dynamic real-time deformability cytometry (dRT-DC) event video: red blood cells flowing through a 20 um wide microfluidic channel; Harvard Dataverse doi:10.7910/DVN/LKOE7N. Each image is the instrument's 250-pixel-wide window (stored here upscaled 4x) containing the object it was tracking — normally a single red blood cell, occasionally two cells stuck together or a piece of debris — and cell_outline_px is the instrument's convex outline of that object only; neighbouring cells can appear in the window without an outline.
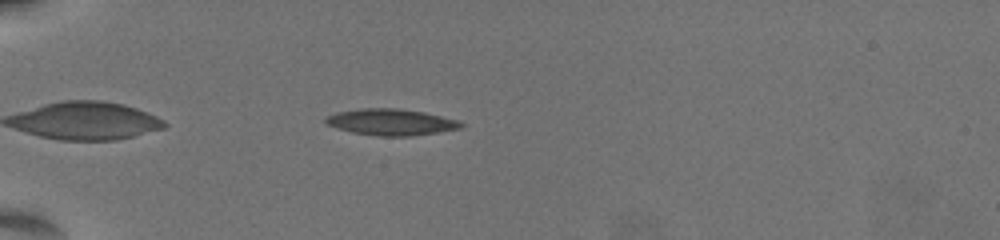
{"species": "common noctule bat (a hibernating species)", "species_latin": "Nyctalus noctula", "temperature_condition": "warm", "stored_images_in_passage": 36, "camera_frame_rate_fps": 3000, "um_per_image_px": 0.085, "animal": {"sex": "female", "body_mass_g": 19.5, "forearm_length_mm": 54.1}, "frame": {"image": 1, "passage_image": 1, "time_ms": 0.0, "image_size_px": [1000, 240], "cell_outline_px": [[464, 124], [456, 128], [436, 132], [408, 136], [380, 136], [352, 132], [328, 124], [324, 120], [328, 116], [340, 112], [364, 108], [392, 108], [424, 112], [456, 120]], "centroid_in_image_um": [33.22, 10.37], "position_along_channel_um": 51.8, "area_um2": 20.0}}
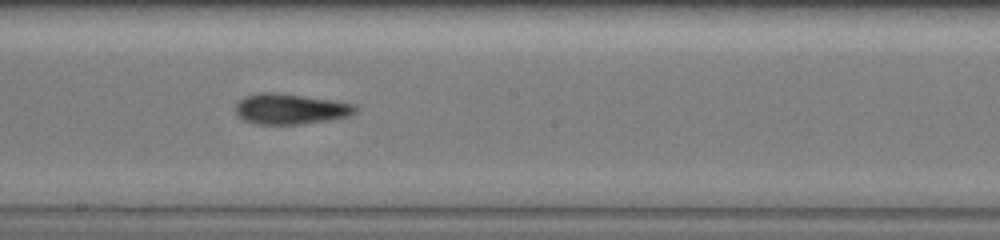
{"frame": {"image": 2, "passage_image": 18, "time_ms": 5.667, "image_size_px": [1000, 240], "cell_outline_px": [[356, 112], [348, 116], [328, 120], [300, 124], [256, 124], [244, 120], [236, 112], [236, 104], [244, 96], [260, 92], [280, 92], [332, 100], [356, 104]], "centroid_in_image_um": [24.68, 9.25], "position_along_channel_um": 223.5, "area_um2": 21.33}}
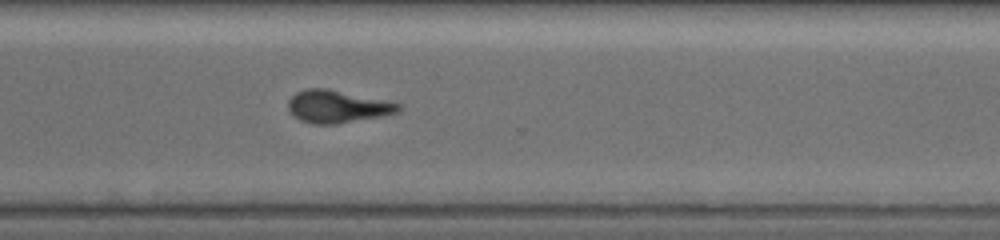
{"frame": {"image": 3, "passage_image": 28, "time_ms": 9.0, "image_size_px": [1000, 240], "cell_outline_px": [[400, 108], [396, 112], [380, 116], [336, 124], [312, 124], [300, 120], [288, 108], [288, 100], [296, 92], [308, 88], [328, 88], [400, 104]], "centroid_in_image_um": [28.62, 9.05], "position_along_channel_um": 342.0, "area_um2": 20.46}, "authors_computed_cell_mechanics": {"area_um2": 20.4323, "velocity_mm_per_s": 3.5628, "shape_relaxation_time_tau1_ms": 7.4308, "shape_relaxation_time_tau2_ms": 3.018, "deformation_change_tau1": 0.2058, "deformation_change_tau2": 0.1219}}